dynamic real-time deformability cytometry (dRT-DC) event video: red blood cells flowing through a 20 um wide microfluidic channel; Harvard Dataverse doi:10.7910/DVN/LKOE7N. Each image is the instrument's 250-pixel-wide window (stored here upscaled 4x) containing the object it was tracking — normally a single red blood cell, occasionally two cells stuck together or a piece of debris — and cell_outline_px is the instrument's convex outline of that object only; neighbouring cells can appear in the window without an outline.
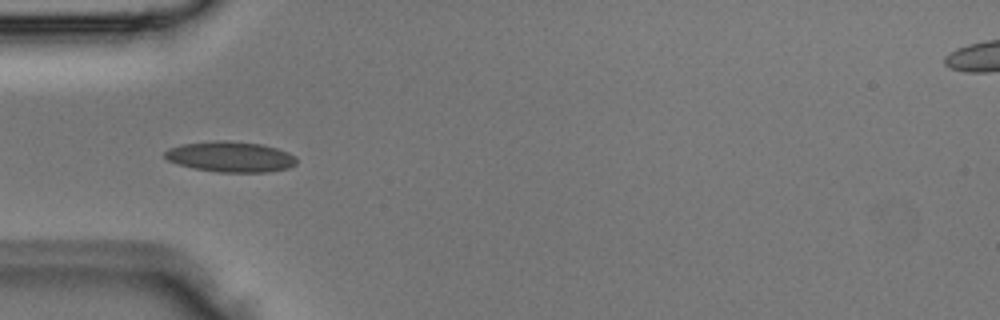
{"species": "Egyptian fruit bat (a non-hibernating species)", "species_latin": "Rousettus aegyptiacus", "temperature_condition": "room temperature", "stored_images_in_passage": 3, "camera_frame_rate_fps": 3000, "um_per_image_px": 0.085, "animal": {"sex": "male"}, "frame": {"image": 1, "passage_image": 3, "time_ms": 0.667, "image_size_px": [1000, 320], "cell_outline_px": [[296, 164], [288, 168], [268, 172], [216, 172], [192, 168], [168, 160], [164, 156], [164, 152], [168, 148], [180, 144], [212, 140], [228, 140], [260, 144], [276, 148], [288, 152], [296, 156]], "centroid_in_image_um": [19.57, 13.32], "position_along_channel_um": 65.4, "area_um2": 23.64}}